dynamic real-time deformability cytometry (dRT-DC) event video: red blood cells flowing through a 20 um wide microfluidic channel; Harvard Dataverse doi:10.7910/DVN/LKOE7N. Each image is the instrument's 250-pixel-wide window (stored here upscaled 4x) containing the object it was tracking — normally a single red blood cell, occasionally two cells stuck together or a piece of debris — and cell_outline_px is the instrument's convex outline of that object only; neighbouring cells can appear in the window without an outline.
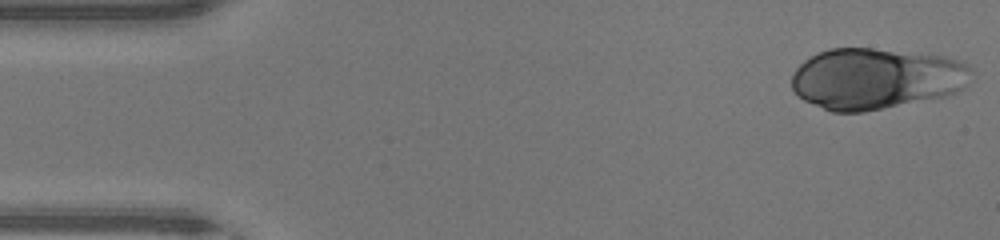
{"species": "human", "species_latin": "Homo sapiens", "temperature_condition": "warm", "stored_images_in_passage": 44, "camera_frame_rate_fps": 3000, "um_per_image_px": 0.085, "donor": {"sex": "male"}, "frame": {"image": 1, "passage_image": 1, "time_ms": 0.0, "image_size_px": [1000, 240], "cell_outline_px": [[972, 72], [964, 88], [956, 92], [944, 96], [864, 112], [832, 112], [804, 100], [792, 88], [792, 72], [804, 60], [828, 48], [868, 48], [944, 56], [960, 60], [968, 64], [972, 68]], "centroid_in_image_um": [74.46, 6.68], "position_along_channel_um": 10.5, "area_um2": 63.87}}